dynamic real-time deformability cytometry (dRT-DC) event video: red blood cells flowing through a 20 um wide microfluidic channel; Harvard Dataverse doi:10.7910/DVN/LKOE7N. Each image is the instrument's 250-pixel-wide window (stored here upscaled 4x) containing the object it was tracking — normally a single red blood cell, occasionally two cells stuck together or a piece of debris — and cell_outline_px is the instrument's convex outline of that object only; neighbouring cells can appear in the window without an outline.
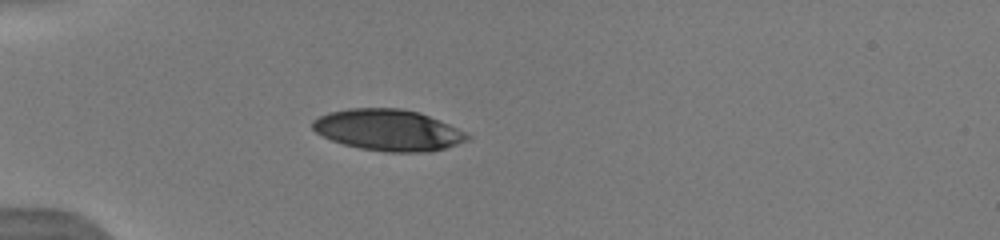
{"species": "human", "species_latin": "Homo sapiens", "temperature_condition": "warm", "stored_images_in_passage": 11, "camera_frame_rate_fps": 3000, "um_per_image_px": 0.085, "donor": {"sex": "male"}, "frame": {"image": 1, "passage_image": 7, "time_ms": 4.333, "image_size_px": [1000, 240], "cell_outline_px": [[472, 136], [468, 140], [432, 152], [388, 152], [360, 148], [344, 144], [332, 140], [316, 132], [312, 128], [312, 120], [328, 112], [348, 108], [400, 108], [416, 112], [428, 116], [448, 124]], "centroid_in_image_um": [32.97, 11.06], "position_along_channel_um": 52.0, "area_um2": 36.93}}